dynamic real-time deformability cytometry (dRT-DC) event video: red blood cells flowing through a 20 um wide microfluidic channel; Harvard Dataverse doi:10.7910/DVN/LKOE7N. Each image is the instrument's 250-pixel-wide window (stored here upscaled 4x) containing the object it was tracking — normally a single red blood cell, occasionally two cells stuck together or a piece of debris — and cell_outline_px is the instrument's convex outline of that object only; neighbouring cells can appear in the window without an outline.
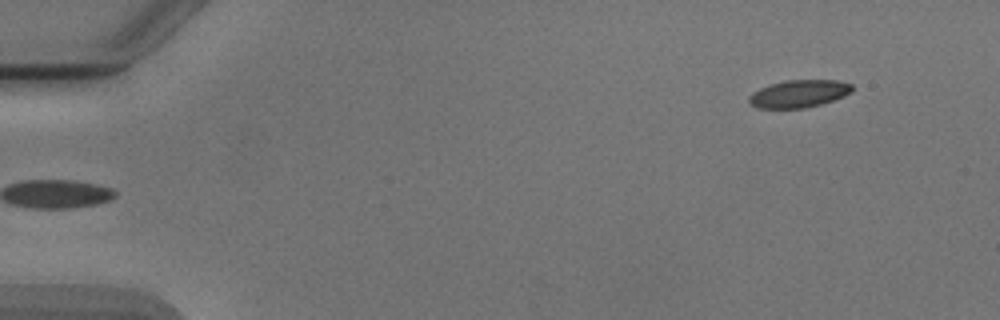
{"species": "Egyptian fruit bat (a non-hibernating species)", "species_latin": "Rousettus aegyptiacus", "temperature_condition": "cold", "stored_images_in_passage": 6, "segment_of_instrument_passage": [2, 2], "camera_frame_rate_fps": 3000, "um_per_image_px": 0.085, "animal": {"sex": "male"}, "frame": {"image": 1, "passage_image": 6, "time_ms": 6.0, "image_size_px": [1000, 320], "cell_outline_px": [[852, 92], [844, 96], [820, 104], [804, 108], [756, 108], [748, 100], [748, 96], [752, 92], [760, 88], [784, 80], [836, 80], [852, 84]], "centroid_in_image_um": [67.89, 7.96], "position_along_channel_um": 17.1, "area_um2": 16.47}}